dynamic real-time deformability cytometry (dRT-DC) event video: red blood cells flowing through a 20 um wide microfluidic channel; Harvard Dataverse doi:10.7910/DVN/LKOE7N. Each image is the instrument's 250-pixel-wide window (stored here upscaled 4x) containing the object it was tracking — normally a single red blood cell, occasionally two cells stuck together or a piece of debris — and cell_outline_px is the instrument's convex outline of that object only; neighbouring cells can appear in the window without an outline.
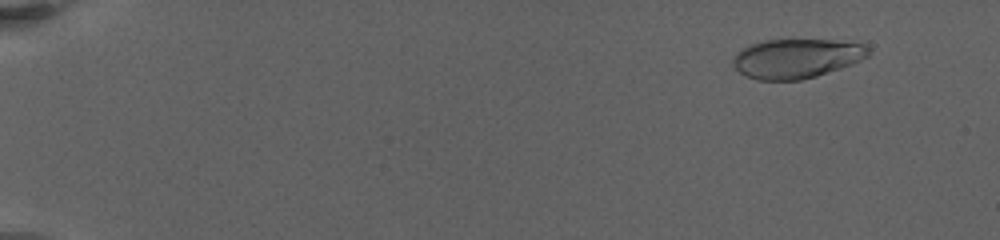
{"species": "human", "species_latin": "Homo sapiens", "temperature_condition": "warm", "stored_images_in_passage": 27, "camera_frame_rate_fps": 3000, "um_per_image_px": 0.085, "donor": {"sex": "female"}, "frame": {"image": 1, "passage_image": 6, "time_ms": 2.0, "image_size_px": [1000, 240], "cell_outline_px": [[872, 52], [868, 56], [852, 64], [816, 76], [800, 80], [756, 80], [740, 72], [732, 64], [732, 60], [736, 52], [752, 44], [764, 40], [832, 40], [864, 44]], "centroid_in_image_um": [67.71, 4.97], "position_along_channel_um": 17.3, "area_um2": 30.92}}
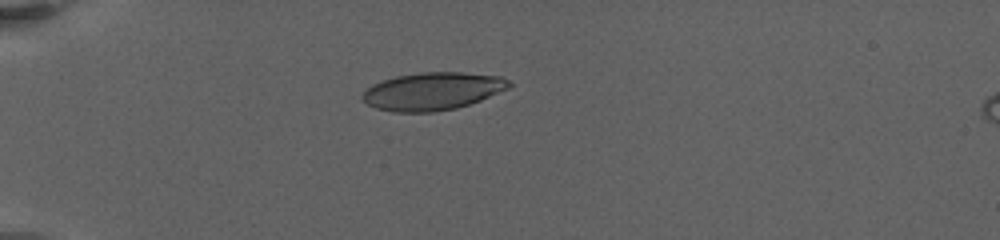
{"frame": {"image": 2, "passage_image": 22, "time_ms": 6.667, "image_size_px": [1000, 240], "cell_outline_px": [[512, 84], [508, 88], [480, 100], [456, 108], [432, 112], [392, 112], [376, 108], [368, 104], [360, 96], [372, 84], [380, 80], [396, 76], [420, 72], [460, 72], [500, 76], [508, 80]], "centroid_in_image_um": [36.73, 7.75], "position_along_channel_um": 48.3, "area_um2": 32.14}}